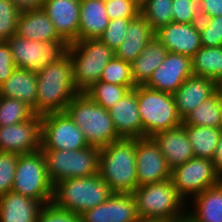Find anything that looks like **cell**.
Returning a JSON list of instances; mask_svg holds the SVG:
<instances>
[{"mask_svg":"<svg viewBox=\"0 0 222 222\" xmlns=\"http://www.w3.org/2000/svg\"><path fill=\"white\" fill-rule=\"evenodd\" d=\"M113 192L99 174L61 180L53 185L51 203L60 209L81 215L105 202Z\"/></svg>","mask_w":222,"mask_h":222,"instance_id":"cell-4","label":"cell"},{"mask_svg":"<svg viewBox=\"0 0 222 222\" xmlns=\"http://www.w3.org/2000/svg\"><path fill=\"white\" fill-rule=\"evenodd\" d=\"M41 115L0 127V152L30 154L40 150Z\"/></svg>","mask_w":222,"mask_h":222,"instance_id":"cell-14","label":"cell"},{"mask_svg":"<svg viewBox=\"0 0 222 222\" xmlns=\"http://www.w3.org/2000/svg\"><path fill=\"white\" fill-rule=\"evenodd\" d=\"M139 5H141L145 0H135Z\"/></svg>","mask_w":222,"mask_h":222,"instance_id":"cell-49","label":"cell"},{"mask_svg":"<svg viewBox=\"0 0 222 222\" xmlns=\"http://www.w3.org/2000/svg\"><path fill=\"white\" fill-rule=\"evenodd\" d=\"M37 75V115L64 112L68 103L79 93L73 82L72 59L67 53L59 61L43 68Z\"/></svg>","mask_w":222,"mask_h":222,"instance_id":"cell-1","label":"cell"},{"mask_svg":"<svg viewBox=\"0 0 222 222\" xmlns=\"http://www.w3.org/2000/svg\"><path fill=\"white\" fill-rule=\"evenodd\" d=\"M168 51L154 36L140 55L130 63L131 73L136 85H144L152 73L163 63Z\"/></svg>","mask_w":222,"mask_h":222,"instance_id":"cell-28","label":"cell"},{"mask_svg":"<svg viewBox=\"0 0 222 222\" xmlns=\"http://www.w3.org/2000/svg\"><path fill=\"white\" fill-rule=\"evenodd\" d=\"M173 0H145L140 5V14L154 31L173 22Z\"/></svg>","mask_w":222,"mask_h":222,"instance_id":"cell-32","label":"cell"},{"mask_svg":"<svg viewBox=\"0 0 222 222\" xmlns=\"http://www.w3.org/2000/svg\"><path fill=\"white\" fill-rule=\"evenodd\" d=\"M133 196L142 219L171 221L182 217L187 211V202L178 194L171 178L138 186Z\"/></svg>","mask_w":222,"mask_h":222,"instance_id":"cell-5","label":"cell"},{"mask_svg":"<svg viewBox=\"0 0 222 222\" xmlns=\"http://www.w3.org/2000/svg\"><path fill=\"white\" fill-rule=\"evenodd\" d=\"M64 112L83 131L89 146L101 149L121 139L114 128L109 110L99 106L85 93H78Z\"/></svg>","mask_w":222,"mask_h":222,"instance_id":"cell-3","label":"cell"},{"mask_svg":"<svg viewBox=\"0 0 222 222\" xmlns=\"http://www.w3.org/2000/svg\"><path fill=\"white\" fill-rule=\"evenodd\" d=\"M129 91L130 89L126 86L98 81L84 93L99 106H102L106 110H109Z\"/></svg>","mask_w":222,"mask_h":222,"instance_id":"cell-33","label":"cell"},{"mask_svg":"<svg viewBox=\"0 0 222 222\" xmlns=\"http://www.w3.org/2000/svg\"><path fill=\"white\" fill-rule=\"evenodd\" d=\"M15 68L9 44L7 42H0V85L11 76Z\"/></svg>","mask_w":222,"mask_h":222,"instance_id":"cell-43","label":"cell"},{"mask_svg":"<svg viewBox=\"0 0 222 222\" xmlns=\"http://www.w3.org/2000/svg\"><path fill=\"white\" fill-rule=\"evenodd\" d=\"M101 1H103L104 3H106V2H108V1H110V0H101Z\"/></svg>","mask_w":222,"mask_h":222,"instance_id":"cell-50","label":"cell"},{"mask_svg":"<svg viewBox=\"0 0 222 222\" xmlns=\"http://www.w3.org/2000/svg\"><path fill=\"white\" fill-rule=\"evenodd\" d=\"M16 34L21 38L41 42L62 39L42 8L20 13Z\"/></svg>","mask_w":222,"mask_h":222,"instance_id":"cell-25","label":"cell"},{"mask_svg":"<svg viewBox=\"0 0 222 222\" xmlns=\"http://www.w3.org/2000/svg\"><path fill=\"white\" fill-rule=\"evenodd\" d=\"M195 76L207 77L222 85V46H202L191 58Z\"/></svg>","mask_w":222,"mask_h":222,"instance_id":"cell-29","label":"cell"},{"mask_svg":"<svg viewBox=\"0 0 222 222\" xmlns=\"http://www.w3.org/2000/svg\"><path fill=\"white\" fill-rule=\"evenodd\" d=\"M117 134L121 138H143V126L138 111L137 94L130 90L109 109Z\"/></svg>","mask_w":222,"mask_h":222,"instance_id":"cell-20","label":"cell"},{"mask_svg":"<svg viewBox=\"0 0 222 222\" xmlns=\"http://www.w3.org/2000/svg\"><path fill=\"white\" fill-rule=\"evenodd\" d=\"M42 207L37 200L9 191L0 196V222H37Z\"/></svg>","mask_w":222,"mask_h":222,"instance_id":"cell-23","label":"cell"},{"mask_svg":"<svg viewBox=\"0 0 222 222\" xmlns=\"http://www.w3.org/2000/svg\"><path fill=\"white\" fill-rule=\"evenodd\" d=\"M81 222H137L140 217L133 193H113L105 202L84 211Z\"/></svg>","mask_w":222,"mask_h":222,"instance_id":"cell-16","label":"cell"},{"mask_svg":"<svg viewBox=\"0 0 222 222\" xmlns=\"http://www.w3.org/2000/svg\"><path fill=\"white\" fill-rule=\"evenodd\" d=\"M131 19L134 18H116L110 20L99 39L115 51L125 39L126 30Z\"/></svg>","mask_w":222,"mask_h":222,"instance_id":"cell-39","label":"cell"},{"mask_svg":"<svg viewBox=\"0 0 222 222\" xmlns=\"http://www.w3.org/2000/svg\"><path fill=\"white\" fill-rule=\"evenodd\" d=\"M137 94L138 111L143 126V137L182 125L173 94L154 90L145 85L133 89Z\"/></svg>","mask_w":222,"mask_h":222,"instance_id":"cell-6","label":"cell"},{"mask_svg":"<svg viewBox=\"0 0 222 222\" xmlns=\"http://www.w3.org/2000/svg\"><path fill=\"white\" fill-rule=\"evenodd\" d=\"M192 145L194 157L213 159L215 148L222 135L221 127L184 125Z\"/></svg>","mask_w":222,"mask_h":222,"instance_id":"cell-31","label":"cell"},{"mask_svg":"<svg viewBox=\"0 0 222 222\" xmlns=\"http://www.w3.org/2000/svg\"><path fill=\"white\" fill-rule=\"evenodd\" d=\"M200 42L205 47L222 46V16L199 22Z\"/></svg>","mask_w":222,"mask_h":222,"instance_id":"cell-38","label":"cell"},{"mask_svg":"<svg viewBox=\"0 0 222 222\" xmlns=\"http://www.w3.org/2000/svg\"><path fill=\"white\" fill-rule=\"evenodd\" d=\"M189 200L186 207L190 209L186 213L194 222H222L221 182Z\"/></svg>","mask_w":222,"mask_h":222,"instance_id":"cell-24","label":"cell"},{"mask_svg":"<svg viewBox=\"0 0 222 222\" xmlns=\"http://www.w3.org/2000/svg\"><path fill=\"white\" fill-rule=\"evenodd\" d=\"M212 161L214 163L217 173L222 178V135L219 139V143L217 144V146L215 148V152H214Z\"/></svg>","mask_w":222,"mask_h":222,"instance_id":"cell-46","label":"cell"},{"mask_svg":"<svg viewBox=\"0 0 222 222\" xmlns=\"http://www.w3.org/2000/svg\"><path fill=\"white\" fill-rule=\"evenodd\" d=\"M222 123V89L203 101L198 107L186 115L183 125L221 127Z\"/></svg>","mask_w":222,"mask_h":222,"instance_id":"cell-30","label":"cell"},{"mask_svg":"<svg viewBox=\"0 0 222 222\" xmlns=\"http://www.w3.org/2000/svg\"><path fill=\"white\" fill-rule=\"evenodd\" d=\"M155 36V31L145 18L139 14L131 19L122 44L114 51L115 57L131 63Z\"/></svg>","mask_w":222,"mask_h":222,"instance_id":"cell-22","label":"cell"},{"mask_svg":"<svg viewBox=\"0 0 222 222\" xmlns=\"http://www.w3.org/2000/svg\"><path fill=\"white\" fill-rule=\"evenodd\" d=\"M202 0H173V22L176 23H199L204 20V8Z\"/></svg>","mask_w":222,"mask_h":222,"instance_id":"cell-36","label":"cell"},{"mask_svg":"<svg viewBox=\"0 0 222 222\" xmlns=\"http://www.w3.org/2000/svg\"><path fill=\"white\" fill-rule=\"evenodd\" d=\"M98 174L113 193H133L138 187L136 138H121L101 148Z\"/></svg>","mask_w":222,"mask_h":222,"instance_id":"cell-2","label":"cell"},{"mask_svg":"<svg viewBox=\"0 0 222 222\" xmlns=\"http://www.w3.org/2000/svg\"><path fill=\"white\" fill-rule=\"evenodd\" d=\"M191 75H193L191 58L168 52L163 63L144 85L154 90L174 94Z\"/></svg>","mask_w":222,"mask_h":222,"instance_id":"cell-15","label":"cell"},{"mask_svg":"<svg viewBox=\"0 0 222 222\" xmlns=\"http://www.w3.org/2000/svg\"><path fill=\"white\" fill-rule=\"evenodd\" d=\"M34 115L33 109L25 102L0 96V127L25 122Z\"/></svg>","mask_w":222,"mask_h":222,"instance_id":"cell-34","label":"cell"},{"mask_svg":"<svg viewBox=\"0 0 222 222\" xmlns=\"http://www.w3.org/2000/svg\"><path fill=\"white\" fill-rule=\"evenodd\" d=\"M169 222H194L190 217L189 215L186 213L185 215H183L182 217L180 218H177V219H174V220H171Z\"/></svg>","mask_w":222,"mask_h":222,"instance_id":"cell-47","label":"cell"},{"mask_svg":"<svg viewBox=\"0 0 222 222\" xmlns=\"http://www.w3.org/2000/svg\"><path fill=\"white\" fill-rule=\"evenodd\" d=\"M136 170L138 186L171 178L165 156L152 137L136 138Z\"/></svg>","mask_w":222,"mask_h":222,"instance_id":"cell-13","label":"cell"},{"mask_svg":"<svg viewBox=\"0 0 222 222\" xmlns=\"http://www.w3.org/2000/svg\"><path fill=\"white\" fill-rule=\"evenodd\" d=\"M137 222H169L164 219H142L140 218Z\"/></svg>","mask_w":222,"mask_h":222,"instance_id":"cell-48","label":"cell"},{"mask_svg":"<svg viewBox=\"0 0 222 222\" xmlns=\"http://www.w3.org/2000/svg\"><path fill=\"white\" fill-rule=\"evenodd\" d=\"M81 0H45L42 9L58 35L69 44L79 40Z\"/></svg>","mask_w":222,"mask_h":222,"instance_id":"cell-18","label":"cell"},{"mask_svg":"<svg viewBox=\"0 0 222 222\" xmlns=\"http://www.w3.org/2000/svg\"><path fill=\"white\" fill-rule=\"evenodd\" d=\"M37 222H81L78 214L55 207L52 203L43 205Z\"/></svg>","mask_w":222,"mask_h":222,"instance_id":"cell-42","label":"cell"},{"mask_svg":"<svg viewBox=\"0 0 222 222\" xmlns=\"http://www.w3.org/2000/svg\"><path fill=\"white\" fill-rule=\"evenodd\" d=\"M68 53L72 59L73 82L79 93L99 81L104 67L115 56V52L99 38L70 43Z\"/></svg>","mask_w":222,"mask_h":222,"instance_id":"cell-7","label":"cell"},{"mask_svg":"<svg viewBox=\"0 0 222 222\" xmlns=\"http://www.w3.org/2000/svg\"><path fill=\"white\" fill-rule=\"evenodd\" d=\"M220 86L207 77L191 75L173 94L178 115L182 120L203 101L213 96Z\"/></svg>","mask_w":222,"mask_h":222,"instance_id":"cell-19","label":"cell"},{"mask_svg":"<svg viewBox=\"0 0 222 222\" xmlns=\"http://www.w3.org/2000/svg\"><path fill=\"white\" fill-rule=\"evenodd\" d=\"M99 81L126 86L130 90L137 86L132 78L130 63L115 56L104 67Z\"/></svg>","mask_w":222,"mask_h":222,"instance_id":"cell-35","label":"cell"},{"mask_svg":"<svg viewBox=\"0 0 222 222\" xmlns=\"http://www.w3.org/2000/svg\"><path fill=\"white\" fill-rule=\"evenodd\" d=\"M201 4L204 8V20L222 16V0H202Z\"/></svg>","mask_w":222,"mask_h":222,"instance_id":"cell-44","label":"cell"},{"mask_svg":"<svg viewBox=\"0 0 222 222\" xmlns=\"http://www.w3.org/2000/svg\"><path fill=\"white\" fill-rule=\"evenodd\" d=\"M211 159L194 157L171 170V180L178 194L189 201L197 194L221 182Z\"/></svg>","mask_w":222,"mask_h":222,"instance_id":"cell-11","label":"cell"},{"mask_svg":"<svg viewBox=\"0 0 222 222\" xmlns=\"http://www.w3.org/2000/svg\"><path fill=\"white\" fill-rule=\"evenodd\" d=\"M16 68L38 73L47 65L59 61L68 53L69 43L65 39L45 42L19 37L8 39Z\"/></svg>","mask_w":222,"mask_h":222,"instance_id":"cell-10","label":"cell"},{"mask_svg":"<svg viewBox=\"0 0 222 222\" xmlns=\"http://www.w3.org/2000/svg\"><path fill=\"white\" fill-rule=\"evenodd\" d=\"M152 138L158 144L171 170L194 158L193 148L183 124L161 131Z\"/></svg>","mask_w":222,"mask_h":222,"instance_id":"cell-21","label":"cell"},{"mask_svg":"<svg viewBox=\"0 0 222 222\" xmlns=\"http://www.w3.org/2000/svg\"><path fill=\"white\" fill-rule=\"evenodd\" d=\"M105 3L101 0H81L79 40L98 39L109 24Z\"/></svg>","mask_w":222,"mask_h":222,"instance_id":"cell-27","label":"cell"},{"mask_svg":"<svg viewBox=\"0 0 222 222\" xmlns=\"http://www.w3.org/2000/svg\"><path fill=\"white\" fill-rule=\"evenodd\" d=\"M46 160L47 175L52 185L75 177L98 173L100 149L88 146L81 150L41 149Z\"/></svg>","mask_w":222,"mask_h":222,"instance_id":"cell-8","label":"cell"},{"mask_svg":"<svg viewBox=\"0 0 222 222\" xmlns=\"http://www.w3.org/2000/svg\"><path fill=\"white\" fill-rule=\"evenodd\" d=\"M19 154L0 152V196L13 188Z\"/></svg>","mask_w":222,"mask_h":222,"instance_id":"cell-40","label":"cell"},{"mask_svg":"<svg viewBox=\"0 0 222 222\" xmlns=\"http://www.w3.org/2000/svg\"><path fill=\"white\" fill-rule=\"evenodd\" d=\"M155 37L168 52L183 54L189 58L202 47L199 23L171 22L155 31Z\"/></svg>","mask_w":222,"mask_h":222,"instance_id":"cell-17","label":"cell"},{"mask_svg":"<svg viewBox=\"0 0 222 222\" xmlns=\"http://www.w3.org/2000/svg\"><path fill=\"white\" fill-rule=\"evenodd\" d=\"M20 13L11 0H0V42L16 34Z\"/></svg>","mask_w":222,"mask_h":222,"instance_id":"cell-37","label":"cell"},{"mask_svg":"<svg viewBox=\"0 0 222 222\" xmlns=\"http://www.w3.org/2000/svg\"><path fill=\"white\" fill-rule=\"evenodd\" d=\"M15 7L22 13L41 9L45 0H11Z\"/></svg>","mask_w":222,"mask_h":222,"instance_id":"cell-45","label":"cell"},{"mask_svg":"<svg viewBox=\"0 0 222 222\" xmlns=\"http://www.w3.org/2000/svg\"><path fill=\"white\" fill-rule=\"evenodd\" d=\"M11 191L37 200L42 205L51 203L53 185L48 178L41 149L30 154H19Z\"/></svg>","mask_w":222,"mask_h":222,"instance_id":"cell-9","label":"cell"},{"mask_svg":"<svg viewBox=\"0 0 222 222\" xmlns=\"http://www.w3.org/2000/svg\"><path fill=\"white\" fill-rule=\"evenodd\" d=\"M105 6L109 20L135 18L140 14V5L135 0H110Z\"/></svg>","mask_w":222,"mask_h":222,"instance_id":"cell-41","label":"cell"},{"mask_svg":"<svg viewBox=\"0 0 222 222\" xmlns=\"http://www.w3.org/2000/svg\"><path fill=\"white\" fill-rule=\"evenodd\" d=\"M88 146L83 131L65 112L41 116L40 149L81 150Z\"/></svg>","mask_w":222,"mask_h":222,"instance_id":"cell-12","label":"cell"},{"mask_svg":"<svg viewBox=\"0 0 222 222\" xmlns=\"http://www.w3.org/2000/svg\"><path fill=\"white\" fill-rule=\"evenodd\" d=\"M0 96L19 99L34 109L37 102L36 73L15 68L11 76L0 85Z\"/></svg>","mask_w":222,"mask_h":222,"instance_id":"cell-26","label":"cell"}]
</instances>
